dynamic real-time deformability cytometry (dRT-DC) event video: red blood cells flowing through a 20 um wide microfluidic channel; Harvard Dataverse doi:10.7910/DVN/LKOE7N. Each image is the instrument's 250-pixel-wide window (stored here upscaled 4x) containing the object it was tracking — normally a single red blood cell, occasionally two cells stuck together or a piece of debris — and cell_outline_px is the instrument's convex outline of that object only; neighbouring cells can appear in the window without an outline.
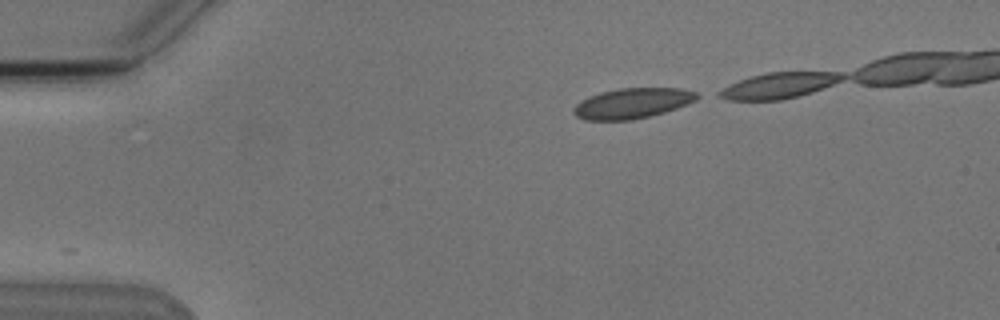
{"species": "Egyptian fruit bat (a non-hibernating species)", "species_latin": "Rousettus aegyptiacus", "temperature_condition": "cold", "stored_images_in_passage": 6, "camera_frame_rate_fps": 3000, "um_per_image_px": 0.085, "animal": {"sex": "male"}, "frame": {"image": 1, "passage_image": 1, "time_ms": 0.0, "image_size_px": [1000, 320], "cell_outline_px": [[704, 96], [688, 104], [664, 112], [632, 120], [584, 120], [576, 116], [572, 112], [572, 108], [580, 100], [588, 96], [600, 92], [620, 88], [680, 88], [696, 92]], "centroid_in_image_um": [53.74, 8.77], "position_along_channel_um": 31.3, "area_um2": 22.02}}
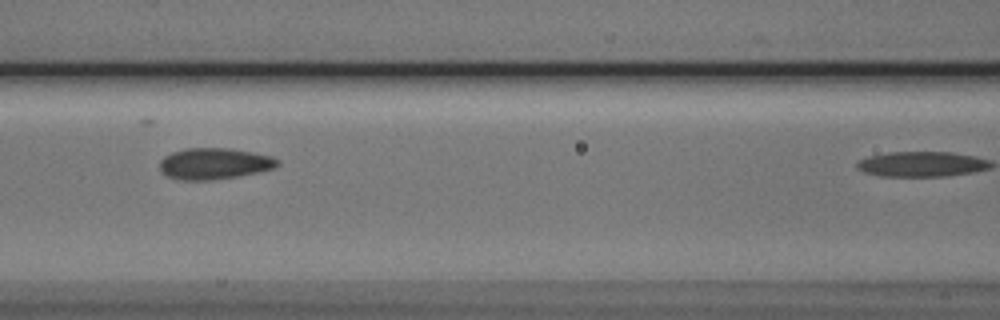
{"frame": {"image": 2, "passage_image": 5, "time_ms": 4.667, "image_size_px": [1000, 320], "cell_outline_px": [[280, 164], [272, 168], [256, 172], [236, 176], [208, 180], [180, 180], [168, 176], [160, 168], [160, 160], [164, 156], [172, 152], [184, 148], [228, 148], [252, 152], [272, 156], [280, 160]], "centroid_in_image_um": [18.2, 13.89], "position_along_channel_um": 148.4, "area_um2": 21.27}}